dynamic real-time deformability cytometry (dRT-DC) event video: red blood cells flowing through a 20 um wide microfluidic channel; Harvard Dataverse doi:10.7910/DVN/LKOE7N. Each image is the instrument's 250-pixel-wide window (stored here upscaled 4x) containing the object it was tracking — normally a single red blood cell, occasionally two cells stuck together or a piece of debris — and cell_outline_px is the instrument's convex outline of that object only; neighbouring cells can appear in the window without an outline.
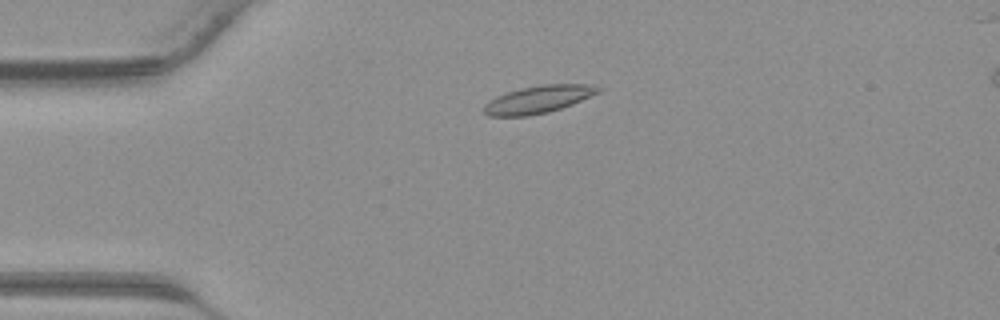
{"species": "common noctule bat (a hibernating species)", "species_latin": "Nyctalus noctula", "temperature_condition": "warm", "stored_images_in_passage": 37, "camera_frame_rate_fps": 3000, "um_per_image_px": 0.085, "animal": {"sex": "male", "body_mass_g": 23.1, "forearm_length_mm": 52.7}, "frame": {"image": 1, "passage_image": 5, "time_ms": 1.333, "image_size_px": [1000, 320], "cell_outline_px": [[604, 88], [600, 92], [572, 104], [548, 112], [528, 116], [488, 116], [484, 112], [484, 104], [488, 100], [496, 96], [520, 88], [540, 84], [592, 84]], "centroid_in_image_um": [45.77, 8.44], "position_along_channel_um": 39.2, "area_um2": 18.44}}
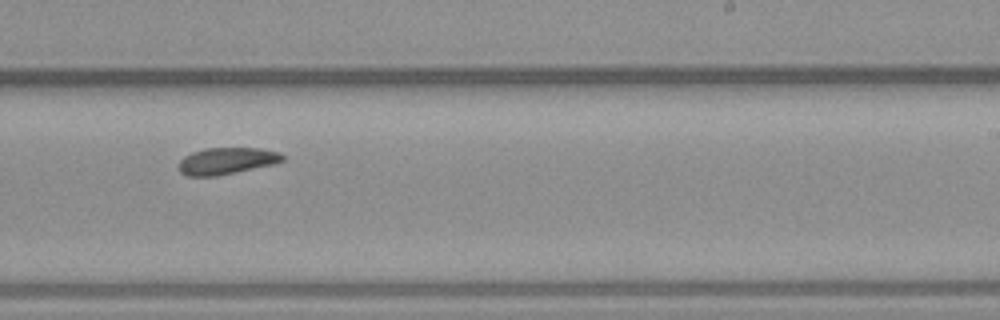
{"frame": {"image": 2, "passage_image": 21, "time_ms": 6.667, "image_size_px": [1000, 320], "cell_outline_px": [[284, 160], [272, 164], [236, 172], [216, 176], [188, 176], [180, 172], [180, 160], [184, 156], [192, 152], [204, 148], [260, 148], [280, 152], [284, 156]], "centroid_in_image_um": [19.26, 13.67], "position_along_channel_um": 269.7, "area_um2": 16.07}}
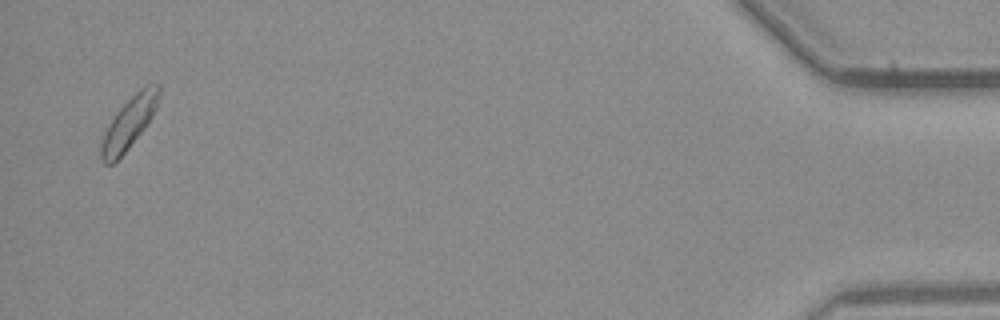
{"frame": {"image": 3, "passage_image": 36, "time_ms": 11.667, "image_size_px": [1000, 320], "cell_outline_px": [[160, 92], [156, 108], [152, 116], [144, 128], [128, 148], [112, 164], [104, 164], [100, 160], [100, 144], [116, 112], [140, 88], [148, 84], [160, 84]], "centroid_in_image_um": [10.97, 10.44], "position_along_channel_um": 424.2, "area_um2": 16.94}}